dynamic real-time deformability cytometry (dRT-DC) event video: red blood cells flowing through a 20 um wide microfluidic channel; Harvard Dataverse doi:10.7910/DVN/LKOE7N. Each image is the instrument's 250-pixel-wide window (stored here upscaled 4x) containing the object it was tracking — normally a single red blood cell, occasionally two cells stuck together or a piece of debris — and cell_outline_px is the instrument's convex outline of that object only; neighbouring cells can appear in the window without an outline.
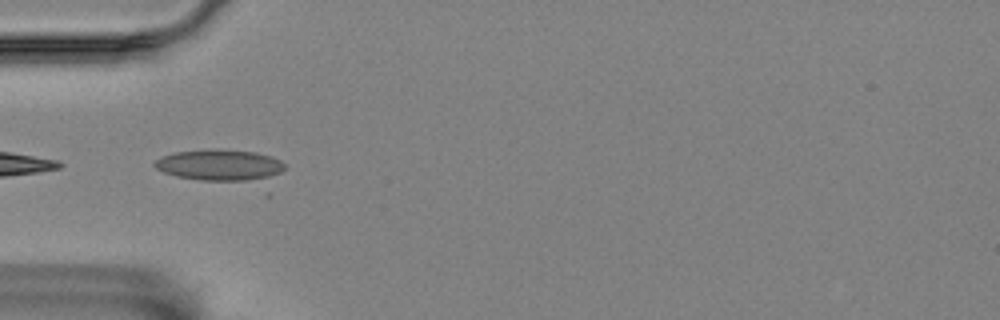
{"species": "Egyptian fruit bat (a non-hibernating species)", "species_latin": "Rousettus aegyptiacus", "temperature_condition": "room temperature", "stored_images_in_passage": 3, "camera_frame_rate_fps": 3000, "um_per_image_px": 0.085, "animal": {"sex": "female"}, "frame": {"image": 1, "passage_image": 3, "time_ms": 0.667, "image_size_px": [1000, 320], "cell_outline_px": [[284, 168], [280, 172], [260, 180], [200, 180], [176, 176], [164, 172], [156, 168], [152, 164], [160, 156], [172, 152], [256, 152], [272, 156], [280, 160], [284, 164]], "centroid_in_image_um": [18.66, 14.07], "position_along_channel_um": 66.3, "area_um2": 22.48}}